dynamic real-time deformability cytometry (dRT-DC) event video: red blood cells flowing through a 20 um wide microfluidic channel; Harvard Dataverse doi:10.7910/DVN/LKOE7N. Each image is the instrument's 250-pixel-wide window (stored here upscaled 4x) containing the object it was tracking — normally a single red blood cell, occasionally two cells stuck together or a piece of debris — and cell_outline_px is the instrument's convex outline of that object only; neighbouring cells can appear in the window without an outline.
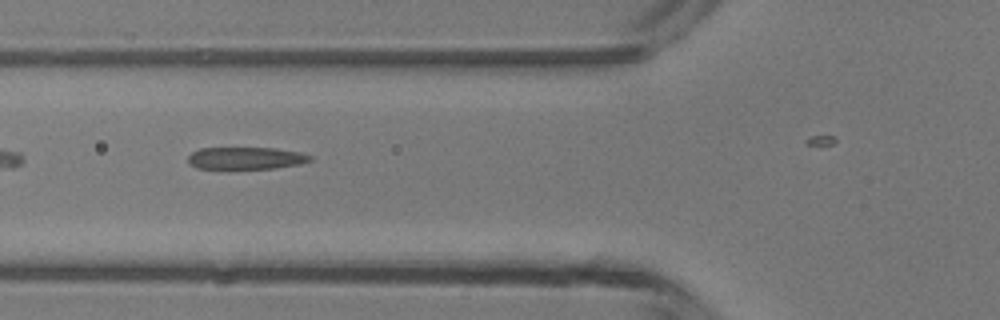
{"species": "common noctule bat (a hibernating species)", "species_latin": "Nyctalus noctula", "temperature_condition": "room temperature", "stored_images_in_passage": 7, "camera_frame_rate_fps": 3000, "um_per_image_px": 0.085, "animal": {"sex": "male", "body_mass_g": 13.3}, "frame": {"image": 1, "passage_image": 6, "time_ms": 5.667, "image_size_px": [1000, 320], "cell_outline_px": [[312, 160], [300, 164], [276, 168], [196, 168], [188, 164], [188, 156], [192, 152], [200, 148], [276, 148], [300, 152], [312, 156]], "centroid_in_image_um": [20.9, 13.44], "position_along_channel_um": 104.9, "area_um2": 15.78}}